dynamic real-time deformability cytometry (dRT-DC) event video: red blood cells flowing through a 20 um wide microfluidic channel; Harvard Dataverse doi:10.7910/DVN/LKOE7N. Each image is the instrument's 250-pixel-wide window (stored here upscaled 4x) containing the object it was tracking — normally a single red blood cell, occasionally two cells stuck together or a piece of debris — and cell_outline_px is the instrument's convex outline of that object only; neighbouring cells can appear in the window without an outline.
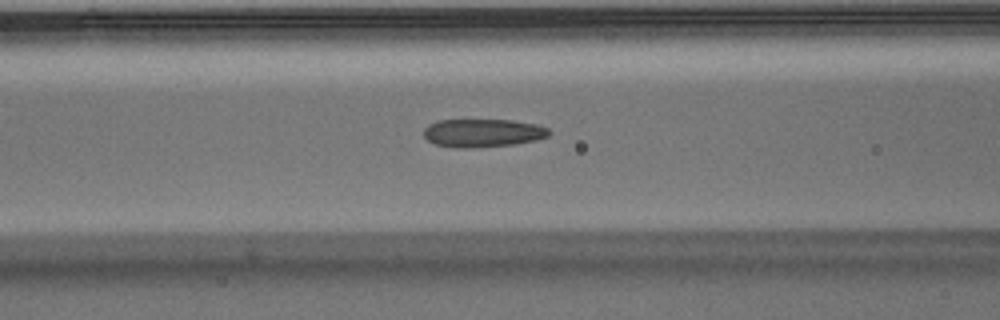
{"species": "Egyptian fruit bat (a non-hibernating species)", "species_latin": "Rousettus aegyptiacus", "temperature_condition": "warm", "stored_images_in_passage": 44, "camera_frame_rate_fps": 3000, "um_per_image_px": 0.085, "animal": {"sex": "male"}, "frame": {"image": 1, "passage_image": 14, "time_ms": 4.333, "image_size_px": [1000, 320], "cell_outline_px": [[552, 132], [548, 136], [536, 140], [516, 144], [476, 148], [456, 148], [436, 144], [428, 140], [424, 136], [424, 128], [428, 124], [436, 120], [512, 120], [540, 124], [548, 128]], "centroid_in_image_um": [41.07, 11.3], "position_along_channel_um": 125.5, "area_um2": 20.92}}
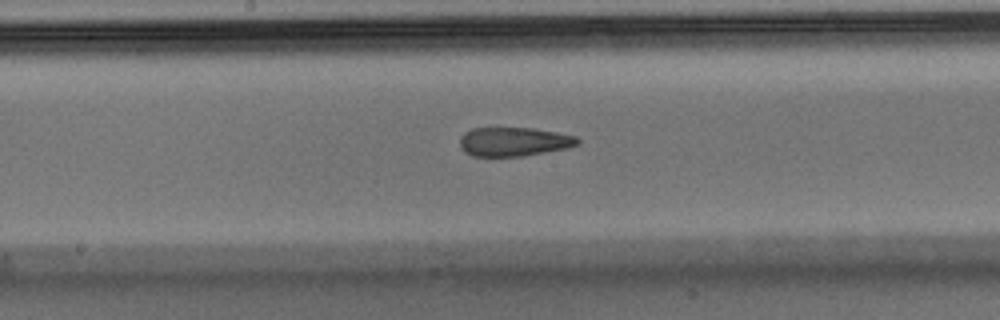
{"frame": {"image": 2, "passage_image": 20, "time_ms": 6.333, "image_size_px": [1000, 320], "cell_outline_px": [[580, 144], [568, 148], [520, 156], [472, 156], [464, 152], [460, 148], [460, 136], [464, 132], [472, 128], [532, 128], [556, 132], [576, 136], [580, 140]], "centroid_in_image_um": [43.66, 12.04], "position_along_channel_um": 204.5, "area_um2": 19.94}}
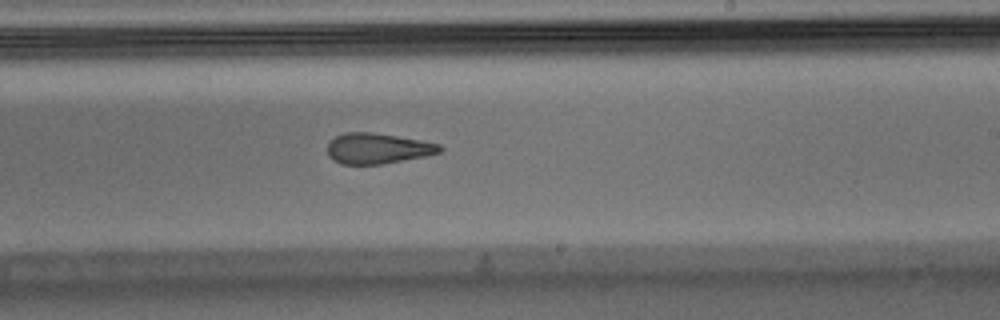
{"frame": {"image": 3, "passage_image": 24, "time_ms": 7.667, "image_size_px": [1000, 320], "cell_outline_px": [[444, 148], [440, 152], [424, 156], [380, 164], [340, 164], [332, 160], [328, 156], [328, 144], [336, 136], [344, 132], [372, 132], [420, 140], [440, 144]], "centroid_in_image_um": [32.07, 12.61], "position_along_channel_um": 256.9, "area_um2": 19.88}, "authors_computed_cell_mechanics": {"area_um2": 21.0681, "velocity_mm_per_s": 3.9424, "shape_relaxation_time_tau1_ms": null, "shape_relaxation_time_tau2_ms": 2.183, "deformation_change_tau1": null, "deformation_change_tau2": 0.1027}}